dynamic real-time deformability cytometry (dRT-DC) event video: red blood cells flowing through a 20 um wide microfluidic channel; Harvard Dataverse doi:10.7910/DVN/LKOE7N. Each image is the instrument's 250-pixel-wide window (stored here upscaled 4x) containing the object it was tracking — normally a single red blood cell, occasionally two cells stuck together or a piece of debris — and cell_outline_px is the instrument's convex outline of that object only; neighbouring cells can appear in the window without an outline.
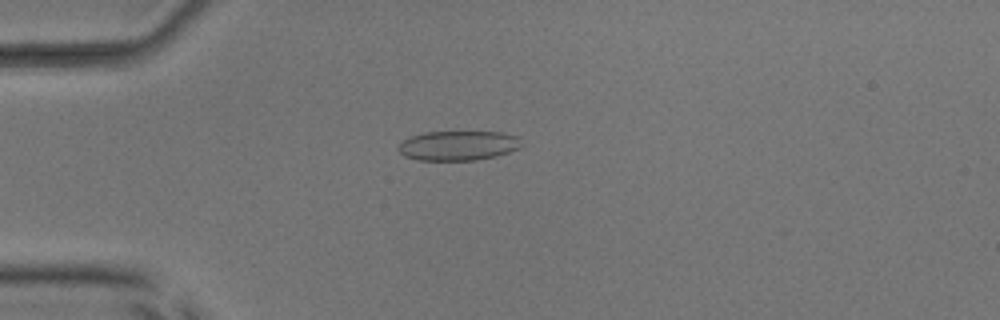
{"species": "common noctule bat (a hibernating species)", "species_latin": "Nyctalus noctula", "temperature_condition": "room temperature", "stored_images_in_passage": 52, "camera_frame_rate_fps": 3000, "um_per_image_px": 0.085, "animal": {"sex": "male", "body_mass_g": 17.9, "forearm_length_mm": 54.2}, "frame": {"image": 1, "passage_image": 14, "time_ms": 4.333, "image_size_px": [1000, 320], "cell_outline_px": [[524, 144], [520, 148], [496, 156], [476, 160], [416, 160], [404, 156], [396, 148], [404, 140], [412, 136], [424, 132], [500, 132], [516, 136]], "centroid_in_image_um": [38.95, 12.38], "position_along_channel_um": 46.1, "area_um2": 21.27}}
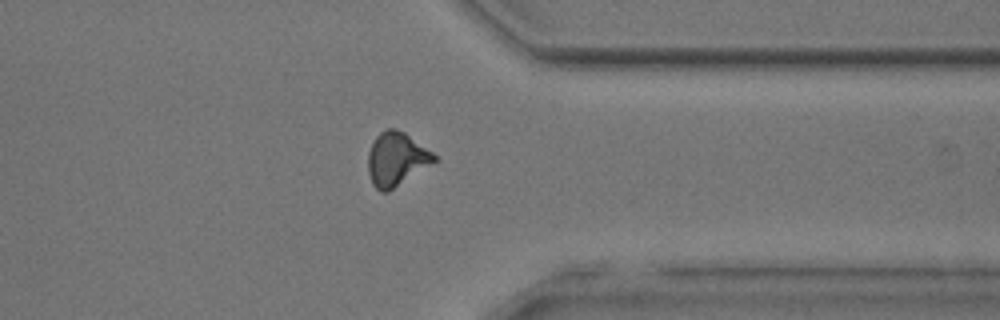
{"frame": {"image": 2, "passage_image": 41, "time_ms": 13.333, "image_size_px": [1000, 320], "cell_outline_px": [[436, 160], [388, 192], [380, 192], [372, 184], [368, 172], [368, 152], [376, 136], [384, 128], [392, 128], [404, 132], [432, 152], [436, 156]], "centroid_in_image_um": [33.65, 13.52], "position_along_channel_um": 377.8, "area_um2": 20.35}}
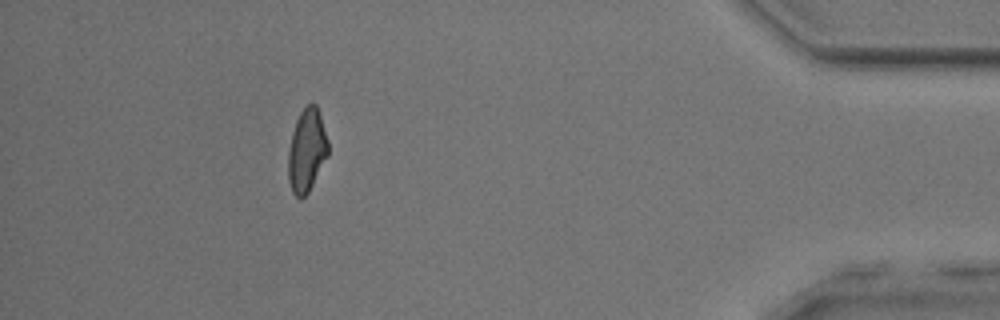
{"frame": {"image": 3, "passage_image": 47, "time_ms": 15.333, "image_size_px": [1000, 320], "cell_outline_px": [[328, 156], [308, 192], [300, 200], [292, 192], [288, 180], [288, 148], [292, 132], [296, 120], [300, 112], [308, 104], [316, 104], [328, 140]], "centroid_in_image_um": [26.06, 12.81], "position_along_channel_um": 409.1, "area_um2": 19.31}, "authors_computed_cell_mechanics": {"area_um2": 20.3456, "velocity_mm_per_s": 3.9671, "shape_relaxation_time_tau1_ms": 6.4055, "shape_relaxation_time_tau2_ms": 1.3455, "deformation_change_tau1": 0.1347, "deformation_change_tau2": 0.0887}}